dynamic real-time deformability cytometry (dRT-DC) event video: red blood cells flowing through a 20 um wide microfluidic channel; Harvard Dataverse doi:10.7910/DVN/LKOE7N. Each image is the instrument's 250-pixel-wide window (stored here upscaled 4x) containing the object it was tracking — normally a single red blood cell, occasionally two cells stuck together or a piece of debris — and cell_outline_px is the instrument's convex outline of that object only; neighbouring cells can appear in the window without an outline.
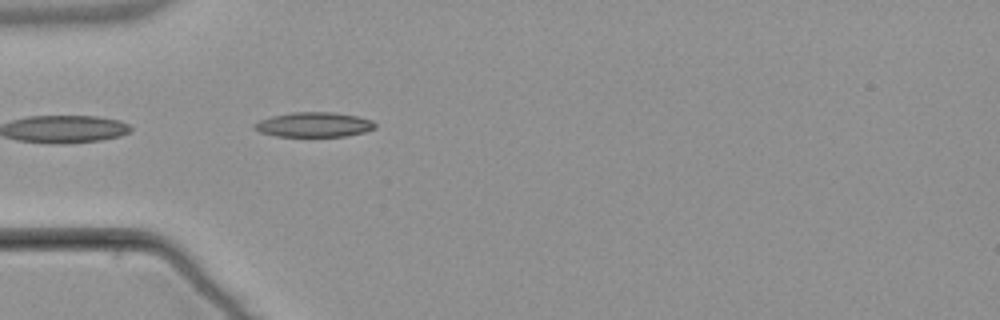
{"species": "common noctule bat (a hibernating species)", "species_latin": "Nyctalus noctula", "temperature_condition": "warm", "stored_images_in_passage": 7, "camera_frame_rate_fps": 3000, "um_per_image_px": 0.085, "animal": {"sex": "male", "body_mass_g": 21.5, "forearm_length_mm": 52.0}, "frame": {"image": 1, "passage_image": 2, "time_ms": 0.333, "image_size_px": [1000, 320], "cell_outline_px": [[376, 128], [364, 132], [344, 136], [276, 136], [260, 132], [252, 128], [252, 124], [260, 120], [272, 116], [292, 112], [332, 112], [356, 116], [372, 120], [376, 124]], "centroid_in_image_um": [26.66, 10.59], "position_along_channel_um": 58.3, "area_um2": 17.4}}